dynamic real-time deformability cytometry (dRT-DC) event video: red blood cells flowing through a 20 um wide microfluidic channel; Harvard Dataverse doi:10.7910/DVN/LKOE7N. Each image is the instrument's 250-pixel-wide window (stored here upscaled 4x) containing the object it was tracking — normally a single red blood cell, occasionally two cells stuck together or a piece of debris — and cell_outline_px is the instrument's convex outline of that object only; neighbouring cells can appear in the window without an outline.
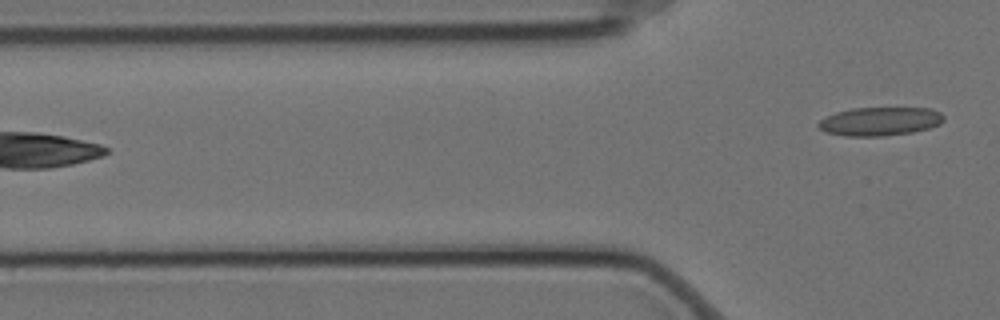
{"species": "Egyptian fruit bat (a non-hibernating species)", "species_latin": "Rousettus aegyptiacus", "temperature_condition": "cold", "stored_images_in_passage": 4, "camera_frame_rate_fps": 3000, "um_per_image_px": 0.085, "animal": {"sex": "female"}, "frame": {"image": 1, "passage_image": 4, "time_ms": 1.0, "image_size_px": [1000, 320], "cell_outline_px": [[944, 120], [940, 124], [928, 128], [912, 132], [884, 136], [844, 136], [824, 132], [816, 124], [820, 120], [836, 112], [852, 108], [932, 108], [940, 112], [944, 116]], "centroid_in_image_um": [74.79, 10.32], "position_along_channel_um": 51.0, "area_um2": 20.92}}